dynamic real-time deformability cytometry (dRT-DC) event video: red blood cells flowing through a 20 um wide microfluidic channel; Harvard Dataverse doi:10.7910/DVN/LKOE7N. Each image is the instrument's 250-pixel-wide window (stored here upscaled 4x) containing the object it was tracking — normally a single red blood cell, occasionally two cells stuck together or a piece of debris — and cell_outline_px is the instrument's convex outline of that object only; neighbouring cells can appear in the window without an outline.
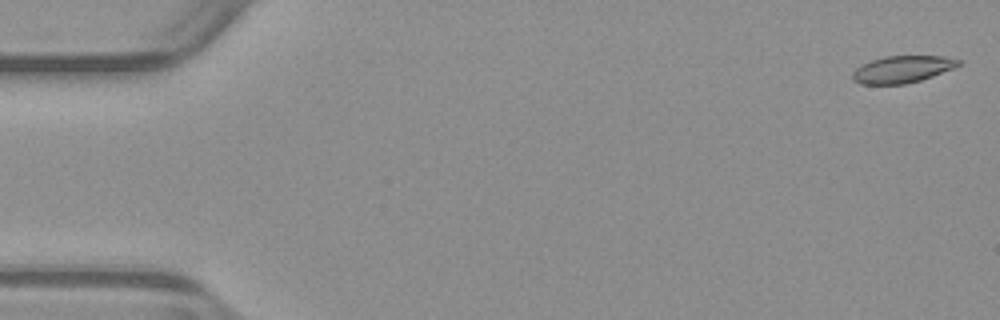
{"species": "common noctule bat (a hibernating species)", "species_latin": "Nyctalus noctula", "temperature_condition": "warm", "stored_images_in_passage": 17, "camera_frame_rate_fps": 3000, "um_per_image_px": 0.085, "animal": {"sex": "male", "body_mass_g": 23.1, "forearm_length_mm": 52.7}, "frame": {"image": 1, "passage_image": 1, "time_ms": 0.0, "image_size_px": [1000, 320], "cell_outline_px": [[964, 60], [960, 64], [952, 68], [932, 76], [920, 80], [904, 84], [860, 84], [852, 80], [852, 72], [856, 68], [872, 60], [884, 56], [944, 56]], "centroid_in_image_um": [76.69, 5.88], "position_along_channel_um": 8.3, "area_um2": 16.59}}
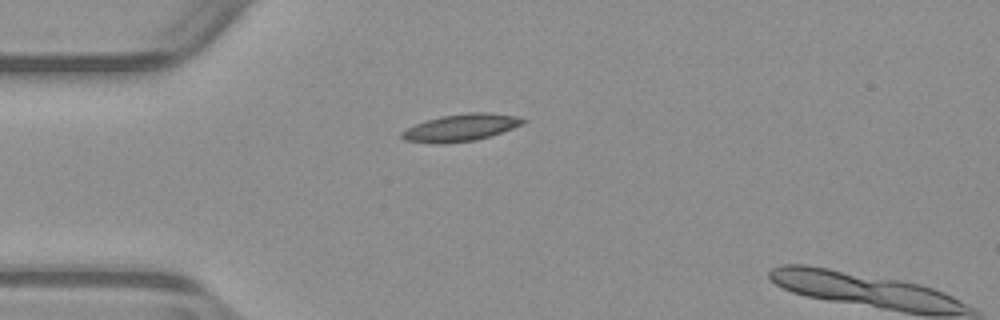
{"frame": {"image": 2, "passage_image": 14, "time_ms": 4.333, "image_size_px": [1000, 320], "cell_outline_px": [[528, 120], [524, 124], [476, 140], [444, 144], [440, 144], [404, 140], [400, 136], [400, 132], [416, 124], [440, 116], [468, 112], [488, 112], [516, 116]], "centroid_in_image_um": [39.17, 10.84], "position_along_channel_um": 45.8, "area_um2": 19.07}}